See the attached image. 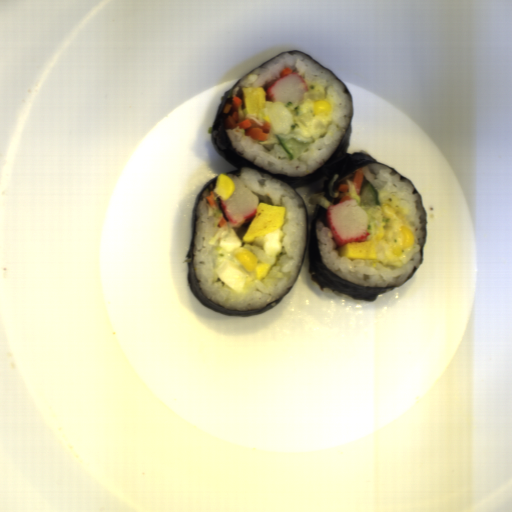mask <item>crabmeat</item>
I'll return each mask as SVG.
<instances>
[{
    "instance_id": "f7934b28",
    "label": "crabmeat",
    "mask_w": 512,
    "mask_h": 512,
    "mask_svg": "<svg viewBox=\"0 0 512 512\" xmlns=\"http://www.w3.org/2000/svg\"><path fill=\"white\" fill-rule=\"evenodd\" d=\"M326 220L332 239L339 248L346 243H362L368 240L371 217L351 198L329 205Z\"/></svg>"
},
{
    "instance_id": "ab03a17e",
    "label": "crabmeat",
    "mask_w": 512,
    "mask_h": 512,
    "mask_svg": "<svg viewBox=\"0 0 512 512\" xmlns=\"http://www.w3.org/2000/svg\"><path fill=\"white\" fill-rule=\"evenodd\" d=\"M234 190L226 201L221 199V210L225 218L234 225H243L256 216L260 199L236 175H227Z\"/></svg>"
},
{
    "instance_id": "da637512",
    "label": "crabmeat",
    "mask_w": 512,
    "mask_h": 512,
    "mask_svg": "<svg viewBox=\"0 0 512 512\" xmlns=\"http://www.w3.org/2000/svg\"><path fill=\"white\" fill-rule=\"evenodd\" d=\"M306 91H309V88L297 71L274 81L266 90V97L267 101L296 103L303 100Z\"/></svg>"
}]
</instances>
